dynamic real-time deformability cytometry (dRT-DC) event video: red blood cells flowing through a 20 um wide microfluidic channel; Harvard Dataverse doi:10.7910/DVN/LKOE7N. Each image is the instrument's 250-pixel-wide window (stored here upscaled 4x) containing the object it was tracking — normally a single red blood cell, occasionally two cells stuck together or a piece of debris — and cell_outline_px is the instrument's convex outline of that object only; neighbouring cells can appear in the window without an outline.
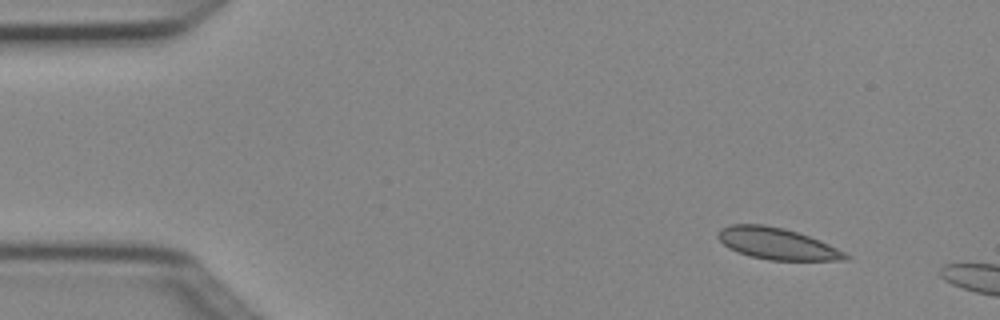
{"species": "Egyptian fruit bat (a non-hibernating species)", "species_latin": "Rousettus aegyptiacus", "temperature_condition": "cold", "stored_images_in_passage": 3, "camera_frame_rate_fps": 3000, "um_per_image_px": 0.085, "animal": {"sex": "female"}, "frame": {"image": 1, "passage_image": 1, "time_ms": 0.0, "image_size_px": [1000, 320], "cell_outline_px": [[852, 256], [848, 260], [768, 260], [752, 256], [728, 248], [716, 236], [716, 232], [720, 228], [732, 224], [764, 224], [784, 228], [820, 240]], "centroid_in_image_um": [66.03, 20.7], "position_along_channel_um": 19.0, "area_um2": 23.35}}